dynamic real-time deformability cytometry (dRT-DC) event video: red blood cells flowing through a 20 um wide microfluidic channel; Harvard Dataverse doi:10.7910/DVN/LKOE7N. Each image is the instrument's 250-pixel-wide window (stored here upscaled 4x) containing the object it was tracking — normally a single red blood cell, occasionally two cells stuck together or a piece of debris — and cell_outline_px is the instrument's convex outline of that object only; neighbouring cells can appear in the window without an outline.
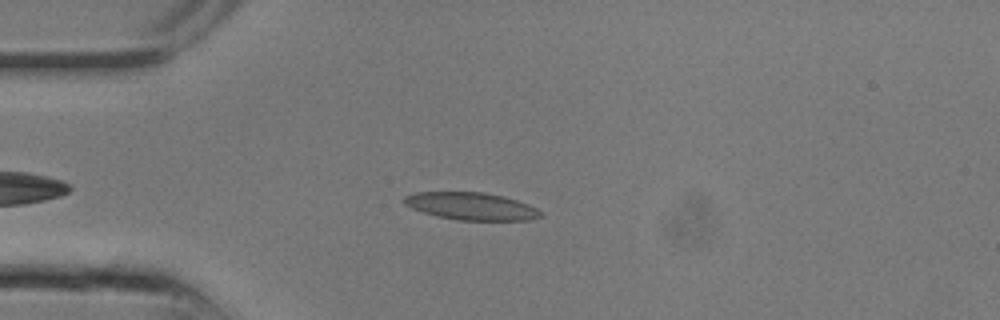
{"species": "common noctule bat (a hibernating species)", "species_latin": "Nyctalus noctula", "temperature_condition": "room temperature", "stored_images_in_passage": 5, "camera_frame_rate_fps": 3000, "um_per_image_px": 0.085, "animal": {"sex": "male", "body_mass_g": 13.3}, "frame": {"image": 1, "passage_image": 4, "time_ms": 1.0, "image_size_px": [1000, 320], "cell_outline_px": [[544, 212], [540, 216], [528, 220], [456, 220], [436, 216], [412, 208], [404, 204], [404, 196], [416, 192], [484, 192], [504, 196], [528, 204]], "centroid_in_image_um": [40.06, 17.52], "position_along_channel_um": 44.9, "area_um2": 21.79}}